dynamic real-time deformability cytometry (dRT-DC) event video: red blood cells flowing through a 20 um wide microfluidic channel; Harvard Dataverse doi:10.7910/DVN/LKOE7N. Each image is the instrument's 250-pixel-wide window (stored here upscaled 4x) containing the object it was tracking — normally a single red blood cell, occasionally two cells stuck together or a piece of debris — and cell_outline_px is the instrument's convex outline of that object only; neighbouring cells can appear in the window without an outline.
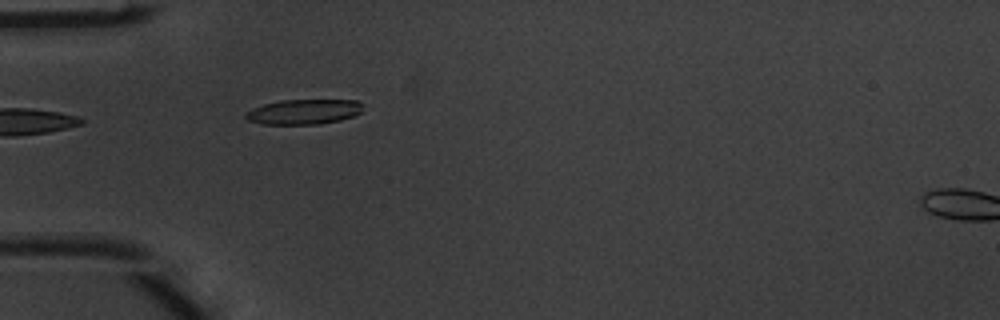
{"species": "common noctule bat (a hibernating species)", "species_latin": "Nyctalus noctula", "temperature_condition": "warm", "stored_images_in_passage": 4, "camera_frame_rate_fps": 3000, "um_per_image_px": 0.085, "animal": {"sex": "male", "body_mass_g": 20.1, "forearm_length_mm": 53.5}, "frame": {"image": 1, "passage_image": 3, "time_ms": 0.667, "image_size_px": [1000, 320], "cell_outline_px": [[364, 112], [356, 116], [340, 120], [320, 124], [264, 124], [248, 120], [244, 116], [252, 108], [264, 104], [280, 100], [356, 100], [364, 104]], "centroid_in_image_um": [25.91, 9.5], "position_along_channel_um": 59.1, "area_um2": 17.28}}